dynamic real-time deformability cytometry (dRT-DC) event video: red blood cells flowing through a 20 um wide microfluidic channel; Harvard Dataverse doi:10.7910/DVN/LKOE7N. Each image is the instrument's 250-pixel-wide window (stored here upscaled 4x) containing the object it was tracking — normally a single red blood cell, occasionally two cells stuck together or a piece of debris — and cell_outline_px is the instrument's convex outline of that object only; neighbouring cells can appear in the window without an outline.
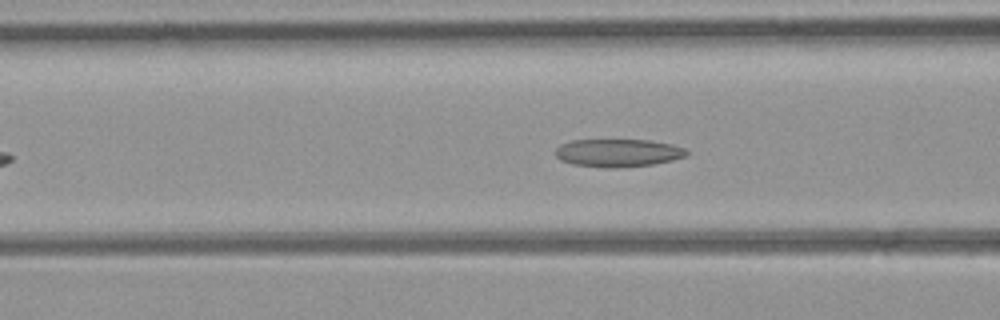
{"species": "common noctule bat (a hibernating species)", "species_latin": "Nyctalus noctula", "temperature_condition": "room temperature", "stored_images_in_passage": 46, "camera_frame_rate_fps": 3000, "um_per_image_px": 0.085, "animal": {"sex": "female", "body_mass_g": 21.9}, "frame": {"image": 1, "passage_image": 13, "time_ms": 4.0, "image_size_px": [1000, 320], "cell_outline_px": [[688, 152], [684, 156], [672, 160], [652, 164], [616, 168], [604, 168], [572, 164], [560, 160], [556, 156], [556, 148], [560, 144], [572, 140], [648, 140], [672, 144], [684, 148]], "centroid_in_image_um": [52.49, 12.99], "position_along_channel_um": 114.1, "area_um2": 21.27}}
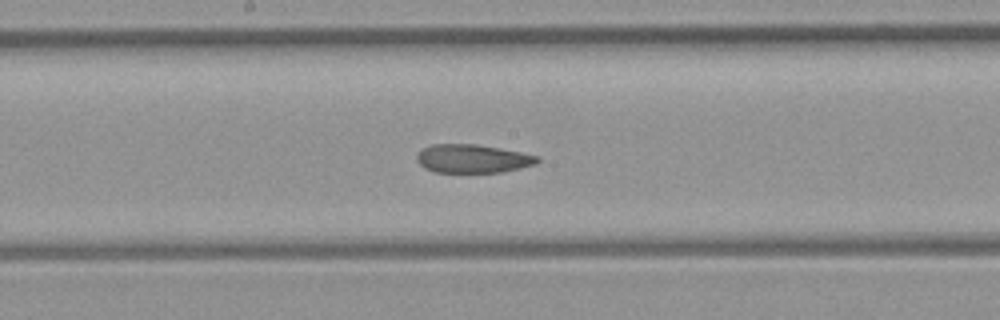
{"frame": {"image": 2, "passage_image": 20, "time_ms": 6.333, "image_size_px": [1000, 320], "cell_outline_px": [[540, 160], [536, 164], [504, 172], [436, 172], [424, 168], [416, 160], [416, 156], [424, 148], [432, 144], [476, 144], [520, 152], [540, 156]], "centroid_in_image_um": [40.19, 13.49], "position_along_channel_um": 208.0, "area_um2": 19.94}}
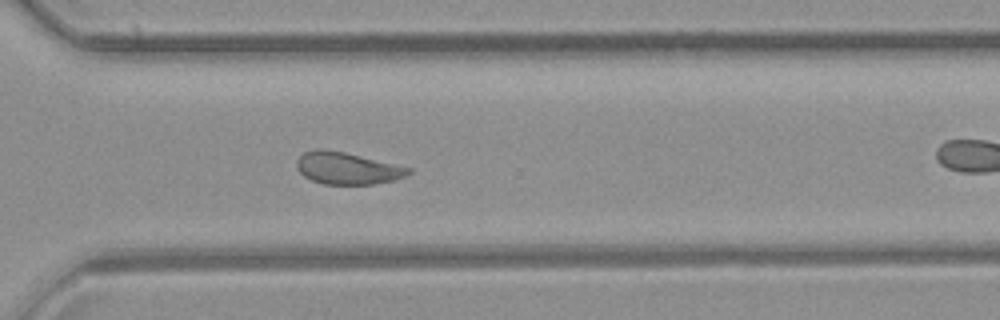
{"frame": {"image": 3, "passage_image": 30, "time_ms": 9.667, "image_size_px": [1000, 320], "cell_outline_px": [[412, 172], [396, 180], [372, 184], [324, 184], [312, 180], [304, 176], [296, 168], [296, 160], [304, 152], [344, 152], [412, 168]], "centroid_in_image_um": [29.56, 14.34], "position_along_channel_um": 341.0, "area_um2": 20.17}, "authors_computed_cell_mechanics": {"area_um2": 21.7906, "velocity_mm_per_s": 4.0032, "shape_relaxation_time_tau1_ms": null, "shape_relaxation_time_tau2_ms": 3.0571, "deformation_change_tau1": null, "deformation_change_tau2": 0.1007}}